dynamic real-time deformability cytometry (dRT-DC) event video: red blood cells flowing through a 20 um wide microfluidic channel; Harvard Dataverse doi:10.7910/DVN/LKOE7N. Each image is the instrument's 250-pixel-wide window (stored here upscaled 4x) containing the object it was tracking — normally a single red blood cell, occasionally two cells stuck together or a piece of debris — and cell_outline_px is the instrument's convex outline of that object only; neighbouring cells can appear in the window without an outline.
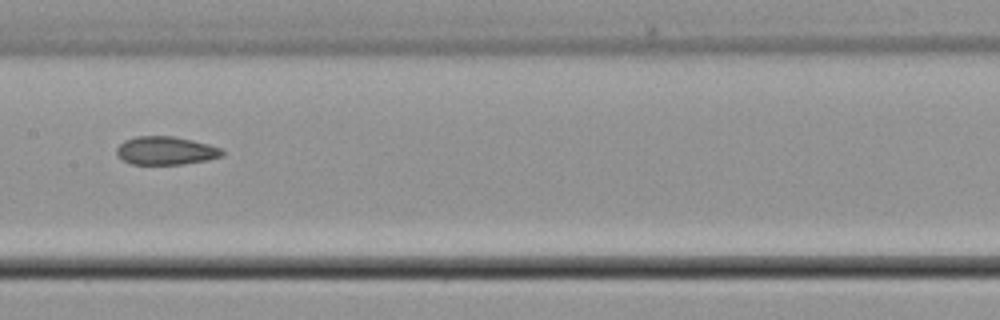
{"species": "common noctule bat (a hibernating species)", "species_latin": "Nyctalus noctula", "temperature_condition": "cold", "stored_images_in_passage": 7, "camera_frame_rate_fps": 3000, "um_per_image_px": 0.085, "animal": {"sex": "male", "body_mass_g": 21.5, "forearm_length_mm": 52.0}, "frame": {"image": 1, "passage_image": 7, "time_ms": 7.333, "image_size_px": [1000, 320], "cell_outline_px": [[224, 156], [208, 160], [184, 164], [132, 164], [116, 156], [116, 148], [124, 140], [136, 136], [172, 136], [192, 140], [208, 144], [220, 148], [224, 152]], "centroid_in_image_um": [14.08, 12.8], "position_along_channel_um": 193.3, "area_um2": 17.46}}